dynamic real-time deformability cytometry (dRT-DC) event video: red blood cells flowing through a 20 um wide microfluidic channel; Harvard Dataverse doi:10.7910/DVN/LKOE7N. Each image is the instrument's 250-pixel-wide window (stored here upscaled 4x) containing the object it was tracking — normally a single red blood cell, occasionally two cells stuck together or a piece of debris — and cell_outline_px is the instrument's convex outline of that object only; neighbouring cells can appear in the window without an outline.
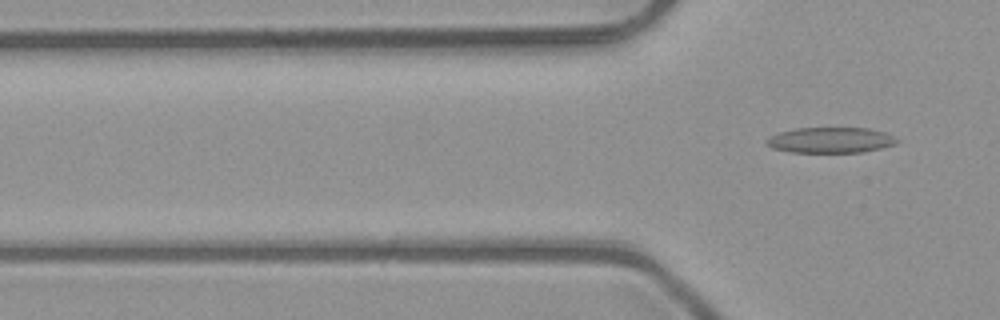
{"species": "common noctule bat (a hibernating species)", "species_latin": "Nyctalus noctula", "temperature_condition": "room temperature", "stored_images_in_passage": 5, "camera_frame_rate_fps": 3000, "um_per_image_px": 0.085, "animal": {"sex": "male", "body_mass_g": 23.1, "forearm_length_mm": 52.7}, "frame": {"image": 1, "passage_image": 5, "time_ms": 1.333, "image_size_px": [1000, 320], "cell_outline_px": [[900, 140], [896, 144], [864, 152], [788, 152], [772, 148], [764, 140], [768, 136], [780, 132], [796, 128], [868, 128], [884, 132]], "centroid_in_image_um": [70.58, 11.91], "position_along_channel_um": 55.2, "area_um2": 19.48}}